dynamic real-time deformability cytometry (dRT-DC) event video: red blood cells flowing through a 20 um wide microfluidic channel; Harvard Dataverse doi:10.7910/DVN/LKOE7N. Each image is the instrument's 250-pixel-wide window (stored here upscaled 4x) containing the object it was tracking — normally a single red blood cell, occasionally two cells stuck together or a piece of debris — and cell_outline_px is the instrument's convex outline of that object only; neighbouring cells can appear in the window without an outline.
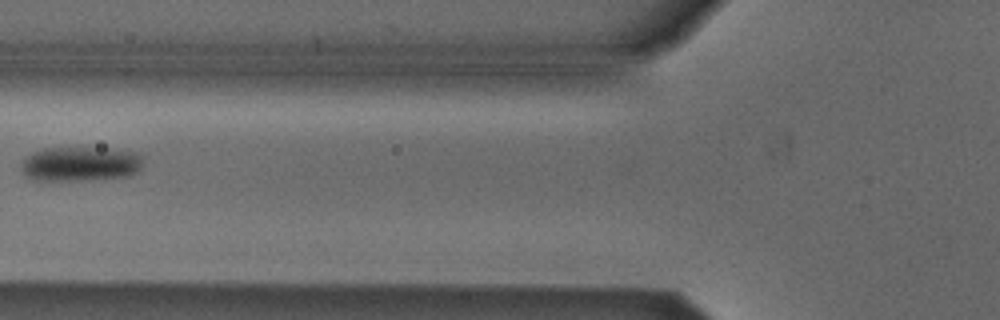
{"species": "Egyptian fruit bat (a non-hibernating species)", "species_latin": "Rousettus aegyptiacus", "temperature_condition": "cold", "stored_images_in_passage": 4, "camera_frame_rate_fps": 3000, "um_per_image_px": 0.085, "animal": {"sex": "male"}, "frame": {"image": 1, "passage_image": 3, "time_ms": 0.667, "image_size_px": [1000, 320], "cell_outline_px": [[144, 156], [140, 168], [136, 172], [128, 176], [88, 180], [32, 180], [20, 168], [20, 164], [32, 152], [44, 148], [108, 148], [140, 152]], "centroid_in_image_um": [6.87, 13.92], "position_along_channel_um": 118.9, "area_um2": 24.74}}
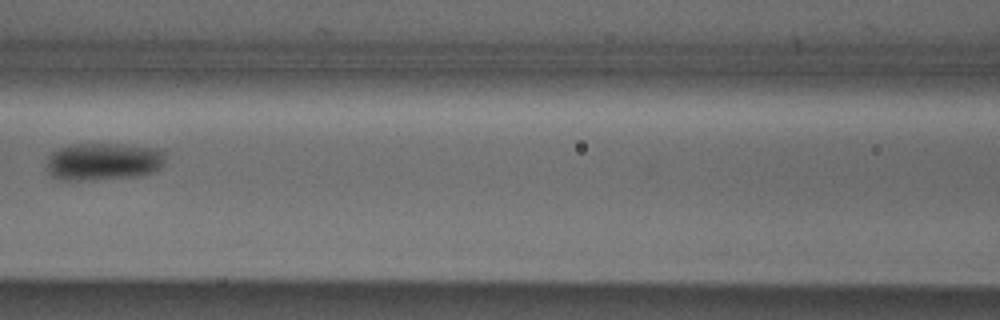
{"frame": {"image": 2, "passage_image": 4, "time_ms": 1.0, "image_size_px": [1000, 320], "cell_outline_px": [[164, 164], [156, 172], [140, 176], [92, 180], [60, 180], [52, 176], [48, 172], [48, 156], [52, 152], [60, 148], [72, 144], [120, 144], [164, 148]], "centroid_in_image_um": [8.85, 13.73], "position_along_channel_um": 157.8, "area_um2": 26.36}}